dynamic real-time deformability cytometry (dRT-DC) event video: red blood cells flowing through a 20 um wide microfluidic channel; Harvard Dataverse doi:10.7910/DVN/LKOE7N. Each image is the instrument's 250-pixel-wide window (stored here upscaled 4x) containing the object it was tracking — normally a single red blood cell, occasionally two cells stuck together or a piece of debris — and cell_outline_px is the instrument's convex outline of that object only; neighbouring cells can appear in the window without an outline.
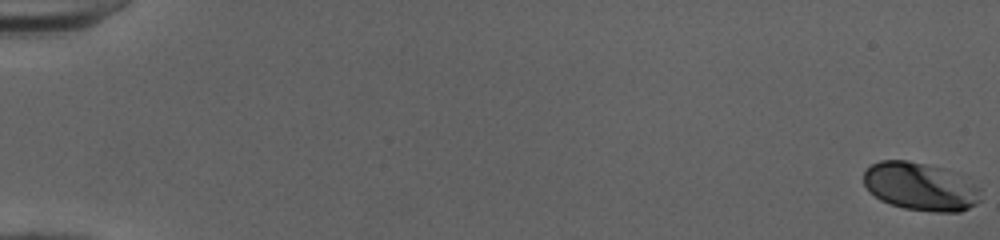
{"species": "human", "species_latin": "Homo sapiens", "temperature_condition": "cold", "stored_images_in_passage": 53, "camera_frame_rate_fps": 3000, "um_per_image_px": 0.085, "donor": {"sex": "female"}, "frame": {"image": 1, "passage_image": 1, "time_ms": 0.0, "image_size_px": [1000, 240], "cell_outline_px": [[980, 200], [976, 204], [960, 212], [932, 212], [904, 208], [888, 204], [880, 200], [864, 184], [864, 172], [872, 164], [880, 160], [908, 160], [944, 168], [980, 188]], "centroid_in_image_um": [78.22, 15.87], "position_along_channel_um": 6.8, "area_um2": 32.54}}
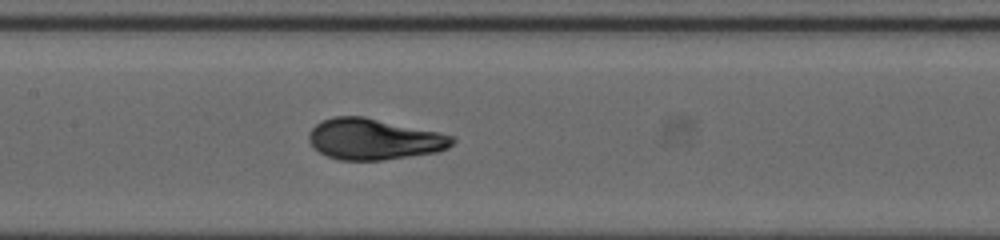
{"frame": {"image": 2, "passage_image": 28, "time_ms": 9.0, "image_size_px": [1000, 240], "cell_outline_px": [[456, 140], [448, 148], [436, 152], [380, 160], [340, 160], [328, 156], [320, 152], [308, 140], [308, 132], [320, 120], [336, 116], [364, 116], [440, 132], [452, 136]], "centroid_in_image_um": [31.78, 11.81], "position_along_channel_um": 175.6, "area_um2": 34.22}}
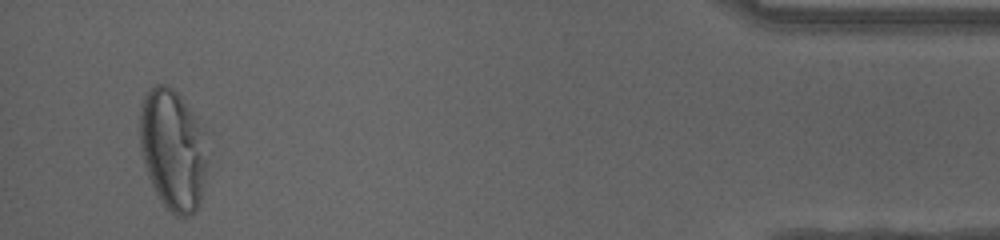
{"frame": {"image": 3, "passage_image": 51, "time_ms": 16.667, "image_size_px": [1000, 240], "cell_outline_px": [[204, 180], [200, 204], [188, 216], [176, 216], [160, 200], [148, 176], [144, 164], [140, 144], [140, 108], [144, 92], [156, 84], [168, 84], [180, 96], [196, 120], [200, 132], [204, 160]], "centroid_in_image_um": [14.61, 12.7], "position_along_channel_um": 420.6, "area_um2": 46.24}, "authors_computed_cell_mechanics": {"area_um2": 33.9864, "velocity_mm_per_s": 4.0311, "shape_relaxation_time_tau1_ms": 3.7102, "shape_relaxation_time_tau2_ms": null, "deformation_change_tau1": 0.1849, "deformation_change_tau2": null}}